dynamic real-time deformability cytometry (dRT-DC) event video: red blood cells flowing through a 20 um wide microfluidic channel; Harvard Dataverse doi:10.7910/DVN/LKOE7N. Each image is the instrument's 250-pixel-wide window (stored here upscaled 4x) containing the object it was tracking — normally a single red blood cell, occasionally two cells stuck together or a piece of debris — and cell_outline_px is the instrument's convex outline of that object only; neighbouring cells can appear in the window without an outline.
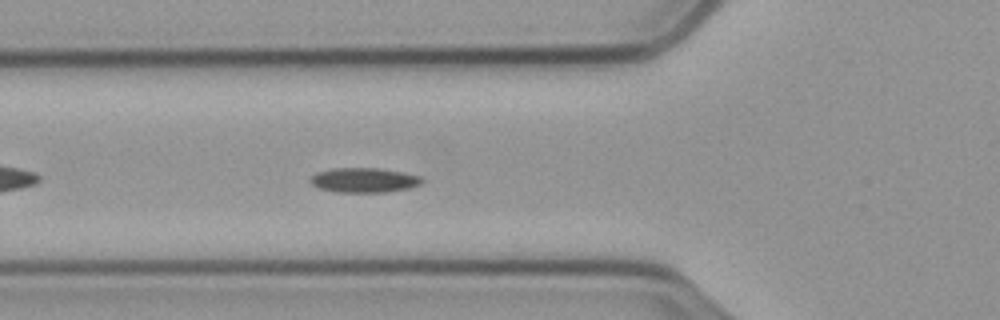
{"species": "common noctule bat (a hibernating species)", "species_latin": "Nyctalus noctula", "temperature_condition": "cold", "stored_images_in_passage": 47, "camera_frame_rate_fps": 3000, "um_per_image_px": 0.085, "animal": {"sex": "male", "body_mass_g": 23.1, "forearm_length_mm": 52.7}, "frame": {"image": 1, "passage_image": 8, "time_ms": 2.333, "image_size_px": [1000, 320], "cell_outline_px": [[424, 180], [420, 184], [408, 188], [384, 192], [336, 192], [316, 188], [308, 180], [316, 172], [332, 168], [380, 168], [420, 176]], "centroid_in_image_um": [30.88, 15.31], "position_along_channel_um": 94.9, "area_um2": 16.07}}
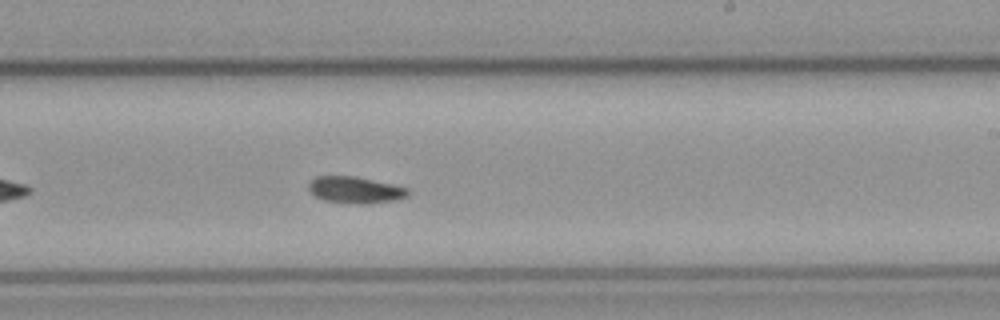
{"frame": {"image": 2, "passage_image": 22, "time_ms": 7.0, "image_size_px": [1000, 320], "cell_outline_px": [[408, 196], [396, 200], [368, 204], [360, 204], [324, 200], [316, 196], [308, 188], [308, 184], [316, 176], [356, 176], [392, 184], [408, 188]], "centroid_in_image_um": [30.21, 16.14], "position_along_channel_um": 258.8, "area_um2": 15.32}}
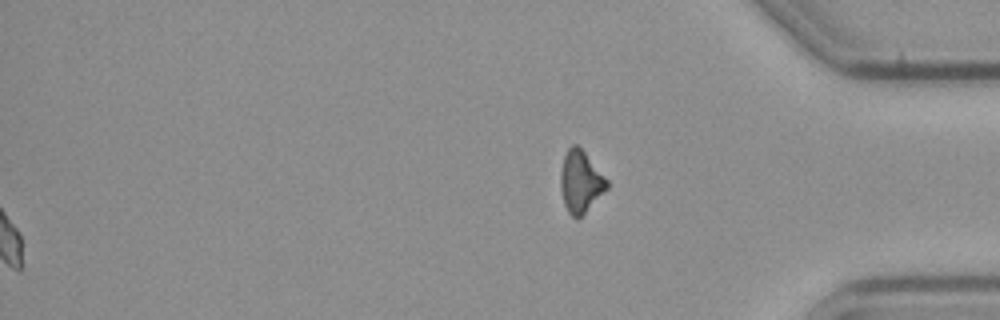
{"frame": {"image": 3, "passage_image": 47, "time_ms": 15.333, "image_size_px": [1000, 320], "cell_outline_px": [[608, 188], [576, 220], [568, 212], [564, 204], [560, 188], [560, 172], [564, 156], [568, 148], [572, 144], [576, 144], [584, 152], [608, 180]], "centroid_in_image_um": [49.32, 15.44], "position_along_channel_um": 385.9, "area_um2": 16.47}}